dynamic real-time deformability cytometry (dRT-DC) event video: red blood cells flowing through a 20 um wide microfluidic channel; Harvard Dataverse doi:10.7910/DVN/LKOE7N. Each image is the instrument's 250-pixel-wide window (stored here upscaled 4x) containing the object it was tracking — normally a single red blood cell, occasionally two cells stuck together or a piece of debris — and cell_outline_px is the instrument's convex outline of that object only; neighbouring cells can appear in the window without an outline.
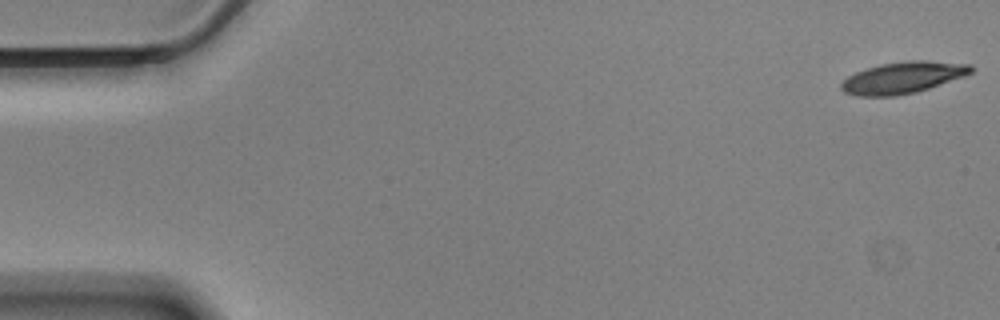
{"species": "Egyptian fruit bat (a non-hibernating species)", "species_latin": "Rousettus aegyptiacus", "temperature_condition": "cold", "stored_images_in_passage": 57, "camera_frame_rate_fps": 3000, "um_per_image_px": 0.085, "animal": {"sex": "male"}, "frame": {"image": 1, "passage_image": 1, "time_ms": 0.0, "image_size_px": [1000, 320], "cell_outline_px": [[972, 72], [928, 88], [916, 92], [896, 96], [856, 96], [844, 92], [840, 88], [840, 84], [848, 76], [856, 72], [880, 64], [912, 60], [924, 60], [972, 64]], "centroid_in_image_um": [76.7, 6.6], "position_along_channel_um": 8.3, "area_um2": 23.58}}
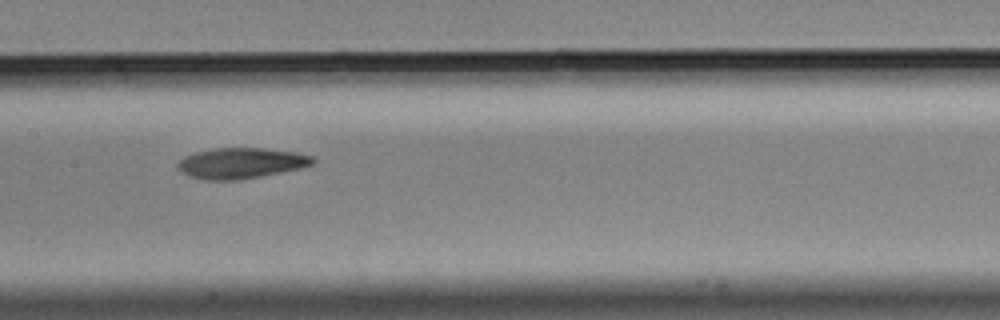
{"frame": {"image": 2, "passage_image": 28, "time_ms": 9.0, "image_size_px": [1000, 320], "cell_outline_px": [[316, 164], [304, 168], [240, 180], [204, 180], [188, 176], [180, 172], [176, 164], [184, 156], [196, 152], [216, 148], [264, 148], [296, 152], [312, 156], [316, 160]], "centroid_in_image_um": [20.52, 13.87], "position_along_channel_um": 186.9, "area_um2": 24.51}}
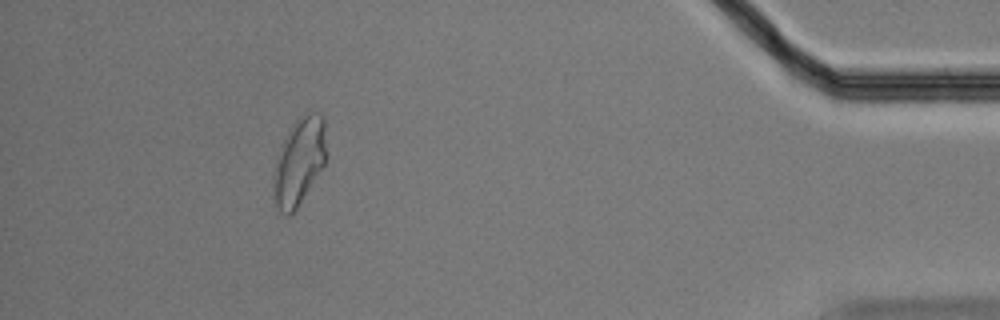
{"frame": {"image": 3, "passage_image": 52, "time_ms": 17.0, "image_size_px": [1000, 320], "cell_outline_px": [[324, 164], [296, 208], [288, 216], [280, 212], [276, 204], [276, 156], [292, 124], [296, 120], [312, 112], [320, 112], [324, 120]], "centroid_in_image_um": [25.44, 13.68], "position_along_channel_um": 409.8, "area_um2": 25.32}, "authors_computed_cell_mechanics": {"area_um2": 24.5072, "velocity_mm_per_s": 3.4857, "shape_relaxation_time_tau1_ms": 6.056, "shape_relaxation_time_tau2_ms": 3.2015, "deformation_change_tau1": 0.1718, "deformation_change_tau2": 0.0862}}